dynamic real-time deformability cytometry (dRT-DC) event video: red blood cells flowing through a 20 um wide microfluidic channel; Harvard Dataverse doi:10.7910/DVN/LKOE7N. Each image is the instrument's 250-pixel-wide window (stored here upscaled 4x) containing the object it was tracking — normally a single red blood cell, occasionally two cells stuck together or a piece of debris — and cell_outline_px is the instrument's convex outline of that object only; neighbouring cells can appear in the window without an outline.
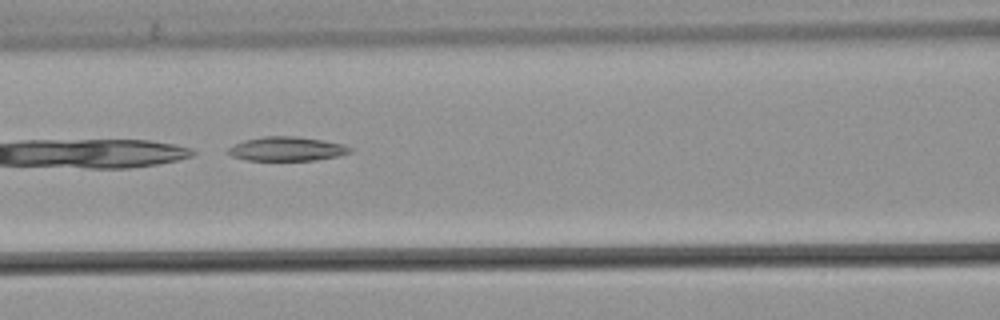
{"species": "common noctule bat (a hibernating species)", "species_latin": "Nyctalus noctula", "temperature_condition": "warm", "stored_images_in_passage": 11, "camera_frame_rate_fps": 3000, "um_per_image_px": 0.085, "animal": {"sex": "male", "body_mass_g": 21.5, "forearm_length_mm": 52.0}, "frame": {"image": 1, "passage_image": 7, "time_ms": 2.0, "image_size_px": [1000, 320], "cell_outline_px": [[352, 152], [336, 156], [316, 160], [248, 160], [232, 156], [228, 152], [228, 148], [244, 140], [264, 136], [300, 136], [340, 144], [352, 148]], "centroid_in_image_um": [24.37, 12.65], "position_along_channel_um": 142.2, "area_um2": 16.88}}